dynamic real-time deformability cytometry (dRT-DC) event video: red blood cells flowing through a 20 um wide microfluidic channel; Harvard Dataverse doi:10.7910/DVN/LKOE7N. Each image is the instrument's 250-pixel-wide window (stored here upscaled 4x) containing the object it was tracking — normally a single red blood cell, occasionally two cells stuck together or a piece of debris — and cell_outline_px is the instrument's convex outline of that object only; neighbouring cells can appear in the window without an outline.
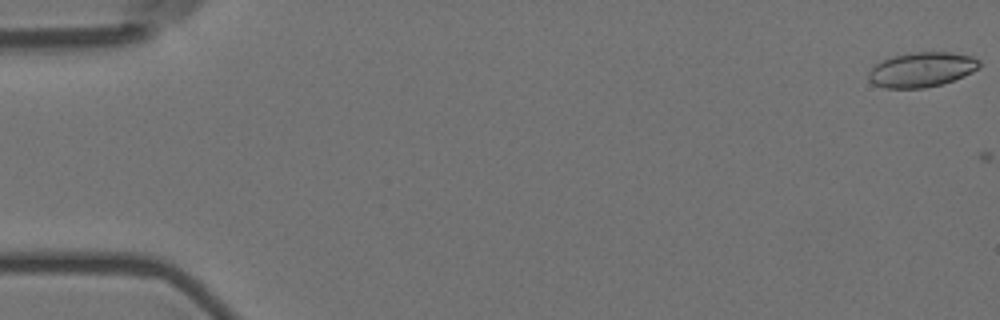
{"species": "Egyptian fruit bat (a non-hibernating species)", "species_latin": "Rousettus aegyptiacus", "temperature_condition": "room temperature", "stored_images_in_passage": 2, "camera_frame_rate_fps": 3000, "um_per_image_px": 0.085, "animal": {"sex": "female"}, "frame": {"image": 1, "passage_image": 1, "time_ms": 0.0, "image_size_px": [1000, 320], "cell_outline_px": [[980, 68], [964, 76], [944, 84], [924, 88], [884, 88], [872, 84], [868, 80], [868, 72], [876, 64], [892, 56], [912, 52], [952, 52], [972, 56], [980, 60]], "centroid_in_image_um": [78.36, 5.92], "position_along_channel_um": 6.6, "area_um2": 22.72}}